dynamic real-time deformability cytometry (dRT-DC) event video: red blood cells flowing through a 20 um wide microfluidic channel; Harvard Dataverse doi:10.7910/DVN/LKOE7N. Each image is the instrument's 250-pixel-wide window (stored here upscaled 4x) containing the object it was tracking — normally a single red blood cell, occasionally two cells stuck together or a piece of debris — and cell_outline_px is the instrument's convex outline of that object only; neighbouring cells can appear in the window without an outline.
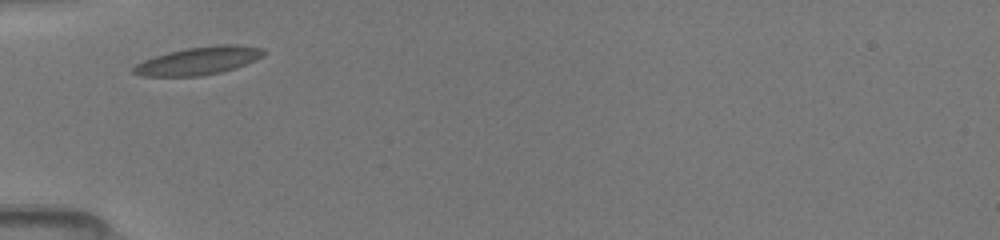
{"species": "common noctule bat (a hibernating species)", "species_latin": "Nyctalus noctula", "temperature_condition": "room temperature", "stored_images_in_passage": 1, "camera_frame_rate_fps": 3000, "um_per_image_px": 0.085, "animal": {"sex": "female", "body_mass_g": 19.5, "forearm_length_mm": 54.1}, "frame": {"image": 1, "passage_image": 1, "time_ms": 0.0, "image_size_px": [1000, 240], "cell_outline_px": [[268, 52], [236, 68], [220, 72], [200, 76], [140, 76], [132, 72], [132, 68], [136, 64], [144, 60], [168, 52], [188, 48], [216, 44], [236, 44], [264, 48]], "centroid_in_image_um": [16.87, 5.16], "position_along_channel_um": 68.1, "area_um2": 21.04}}